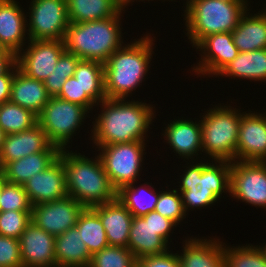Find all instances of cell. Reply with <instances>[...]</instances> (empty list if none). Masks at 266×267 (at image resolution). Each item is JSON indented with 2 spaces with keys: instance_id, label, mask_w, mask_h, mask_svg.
<instances>
[{
  "instance_id": "6da1fadb",
  "label": "cell",
  "mask_w": 266,
  "mask_h": 267,
  "mask_svg": "<svg viewBox=\"0 0 266 267\" xmlns=\"http://www.w3.org/2000/svg\"><path fill=\"white\" fill-rule=\"evenodd\" d=\"M98 117H94L90 139L96 146H106L133 141H148L147 132L156 118L152 104L133 99H104ZM92 137V138H91Z\"/></svg>"
},
{
  "instance_id": "7a4b0ae2",
  "label": "cell",
  "mask_w": 266,
  "mask_h": 267,
  "mask_svg": "<svg viewBox=\"0 0 266 267\" xmlns=\"http://www.w3.org/2000/svg\"><path fill=\"white\" fill-rule=\"evenodd\" d=\"M153 34L126 43L113 52L104 63V90L108 99H127L142 86L150 65L155 39ZM151 63V64H150Z\"/></svg>"
},
{
  "instance_id": "3957f363",
  "label": "cell",
  "mask_w": 266,
  "mask_h": 267,
  "mask_svg": "<svg viewBox=\"0 0 266 267\" xmlns=\"http://www.w3.org/2000/svg\"><path fill=\"white\" fill-rule=\"evenodd\" d=\"M59 157L65 169L68 196L84 208H92L117 199V190L107 176L98 155L88 158L75 150L62 149Z\"/></svg>"
},
{
  "instance_id": "277c9868",
  "label": "cell",
  "mask_w": 266,
  "mask_h": 267,
  "mask_svg": "<svg viewBox=\"0 0 266 267\" xmlns=\"http://www.w3.org/2000/svg\"><path fill=\"white\" fill-rule=\"evenodd\" d=\"M209 161V162H208ZM187 162V166L179 175V186L185 212L195 208H209L219 201L223 193L230 195L231 162L225 160H210ZM189 164V165H188ZM195 207V208H194Z\"/></svg>"
},
{
  "instance_id": "5b68a950",
  "label": "cell",
  "mask_w": 266,
  "mask_h": 267,
  "mask_svg": "<svg viewBox=\"0 0 266 267\" xmlns=\"http://www.w3.org/2000/svg\"><path fill=\"white\" fill-rule=\"evenodd\" d=\"M124 11L126 10L122 9L115 17L107 19L70 22L63 39L65 50L81 60L104 64L111 54L125 43L121 25V14Z\"/></svg>"
},
{
  "instance_id": "8992f818",
  "label": "cell",
  "mask_w": 266,
  "mask_h": 267,
  "mask_svg": "<svg viewBox=\"0 0 266 267\" xmlns=\"http://www.w3.org/2000/svg\"><path fill=\"white\" fill-rule=\"evenodd\" d=\"M248 0H185L186 36L194 48L204 37L232 32L249 7Z\"/></svg>"
},
{
  "instance_id": "52a82bcc",
  "label": "cell",
  "mask_w": 266,
  "mask_h": 267,
  "mask_svg": "<svg viewBox=\"0 0 266 267\" xmlns=\"http://www.w3.org/2000/svg\"><path fill=\"white\" fill-rule=\"evenodd\" d=\"M204 112L200 115L203 155L209 156L210 160L236 161L239 126L244 112L224 104H216Z\"/></svg>"
},
{
  "instance_id": "ba28073f",
  "label": "cell",
  "mask_w": 266,
  "mask_h": 267,
  "mask_svg": "<svg viewBox=\"0 0 266 267\" xmlns=\"http://www.w3.org/2000/svg\"><path fill=\"white\" fill-rule=\"evenodd\" d=\"M88 113L90 112L79 104L50 97L38 115V124L53 145L60 150L69 149V143L89 116Z\"/></svg>"
},
{
  "instance_id": "9c48e42d",
  "label": "cell",
  "mask_w": 266,
  "mask_h": 267,
  "mask_svg": "<svg viewBox=\"0 0 266 267\" xmlns=\"http://www.w3.org/2000/svg\"><path fill=\"white\" fill-rule=\"evenodd\" d=\"M146 144L145 141H133L95 147L100 151L98 156L116 190L138 181Z\"/></svg>"
},
{
  "instance_id": "30bf717a",
  "label": "cell",
  "mask_w": 266,
  "mask_h": 267,
  "mask_svg": "<svg viewBox=\"0 0 266 267\" xmlns=\"http://www.w3.org/2000/svg\"><path fill=\"white\" fill-rule=\"evenodd\" d=\"M178 225L169 218L152 211L142 217H133L128 248L137 259L166 253L171 231Z\"/></svg>"
},
{
  "instance_id": "8fae6325",
  "label": "cell",
  "mask_w": 266,
  "mask_h": 267,
  "mask_svg": "<svg viewBox=\"0 0 266 267\" xmlns=\"http://www.w3.org/2000/svg\"><path fill=\"white\" fill-rule=\"evenodd\" d=\"M28 11L29 40L64 39L70 23L66 0H31Z\"/></svg>"
},
{
  "instance_id": "7c38bea8",
  "label": "cell",
  "mask_w": 266,
  "mask_h": 267,
  "mask_svg": "<svg viewBox=\"0 0 266 267\" xmlns=\"http://www.w3.org/2000/svg\"><path fill=\"white\" fill-rule=\"evenodd\" d=\"M230 195L266 210V162H231Z\"/></svg>"
},
{
  "instance_id": "4fadbf2b",
  "label": "cell",
  "mask_w": 266,
  "mask_h": 267,
  "mask_svg": "<svg viewBox=\"0 0 266 267\" xmlns=\"http://www.w3.org/2000/svg\"><path fill=\"white\" fill-rule=\"evenodd\" d=\"M16 55L18 69L36 80L44 81L54 70L65 51L63 40H28Z\"/></svg>"
},
{
  "instance_id": "5bb4252c",
  "label": "cell",
  "mask_w": 266,
  "mask_h": 267,
  "mask_svg": "<svg viewBox=\"0 0 266 267\" xmlns=\"http://www.w3.org/2000/svg\"><path fill=\"white\" fill-rule=\"evenodd\" d=\"M195 48L200 52L198 65H194L192 72L200 75L215 77L239 54L233 42L232 32H222L204 37ZM211 75V76H210Z\"/></svg>"
},
{
  "instance_id": "9a60e30c",
  "label": "cell",
  "mask_w": 266,
  "mask_h": 267,
  "mask_svg": "<svg viewBox=\"0 0 266 267\" xmlns=\"http://www.w3.org/2000/svg\"><path fill=\"white\" fill-rule=\"evenodd\" d=\"M84 207L70 196L32 206L31 221L47 233L58 236L73 228Z\"/></svg>"
},
{
  "instance_id": "2e32d148",
  "label": "cell",
  "mask_w": 266,
  "mask_h": 267,
  "mask_svg": "<svg viewBox=\"0 0 266 267\" xmlns=\"http://www.w3.org/2000/svg\"><path fill=\"white\" fill-rule=\"evenodd\" d=\"M236 161L266 162V111L241 115Z\"/></svg>"
},
{
  "instance_id": "e0dca14e",
  "label": "cell",
  "mask_w": 266,
  "mask_h": 267,
  "mask_svg": "<svg viewBox=\"0 0 266 267\" xmlns=\"http://www.w3.org/2000/svg\"><path fill=\"white\" fill-rule=\"evenodd\" d=\"M37 152H60L38 123L28 130L7 134L0 152V170L9 162Z\"/></svg>"
},
{
  "instance_id": "ac0fdd59",
  "label": "cell",
  "mask_w": 266,
  "mask_h": 267,
  "mask_svg": "<svg viewBox=\"0 0 266 267\" xmlns=\"http://www.w3.org/2000/svg\"><path fill=\"white\" fill-rule=\"evenodd\" d=\"M23 186L32 206L68 196L62 159L58 157L44 171L34 174Z\"/></svg>"
},
{
  "instance_id": "d6986e66",
  "label": "cell",
  "mask_w": 266,
  "mask_h": 267,
  "mask_svg": "<svg viewBox=\"0 0 266 267\" xmlns=\"http://www.w3.org/2000/svg\"><path fill=\"white\" fill-rule=\"evenodd\" d=\"M19 243L23 267H56L55 236L32 221L21 233Z\"/></svg>"
},
{
  "instance_id": "ffe728a7",
  "label": "cell",
  "mask_w": 266,
  "mask_h": 267,
  "mask_svg": "<svg viewBox=\"0 0 266 267\" xmlns=\"http://www.w3.org/2000/svg\"><path fill=\"white\" fill-rule=\"evenodd\" d=\"M178 118L170 121L163 131V136L166 143L169 144L171 150L176 156H179L187 161H198L202 155V128L201 120L193 121L189 119ZM200 152V153H199ZM199 153V154H198ZM194 156V157H193ZM198 156V157H197ZM196 157V159H195ZM199 158V159H198Z\"/></svg>"
},
{
  "instance_id": "44dd1931",
  "label": "cell",
  "mask_w": 266,
  "mask_h": 267,
  "mask_svg": "<svg viewBox=\"0 0 266 267\" xmlns=\"http://www.w3.org/2000/svg\"><path fill=\"white\" fill-rule=\"evenodd\" d=\"M18 4L16 0L0 1V43L15 55L26 46L28 41H25L29 40L26 37L27 13Z\"/></svg>"
},
{
  "instance_id": "7402d4cb",
  "label": "cell",
  "mask_w": 266,
  "mask_h": 267,
  "mask_svg": "<svg viewBox=\"0 0 266 267\" xmlns=\"http://www.w3.org/2000/svg\"><path fill=\"white\" fill-rule=\"evenodd\" d=\"M219 237H189L178 254L181 267H225L224 242Z\"/></svg>"
},
{
  "instance_id": "603a6c76",
  "label": "cell",
  "mask_w": 266,
  "mask_h": 267,
  "mask_svg": "<svg viewBox=\"0 0 266 267\" xmlns=\"http://www.w3.org/2000/svg\"><path fill=\"white\" fill-rule=\"evenodd\" d=\"M92 209L99 215L110 246L128 248V239L133 215L118 200L104 203Z\"/></svg>"
},
{
  "instance_id": "cb8c5ba5",
  "label": "cell",
  "mask_w": 266,
  "mask_h": 267,
  "mask_svg": "<svg viewBox=\"0 0 266 267\" xmlns=\"http://www.w3.org/2000/svg\"><path fill=\"white\" fill-rule=\"evenodd\" d=\"M50 97L43 81L28 77L19 69L16 70L11 85L12 103L31 110L38 116Z\"/></svg>"
},
{
  "instance_id": "d4e9b609",
  "label": "cell",
  "mask_w": 266,
  "mask_h": 267,
  "mask_svg": "<svg viewBox=\"0 0 266 267\" xmlns=\"http://www.w3.org/2000/svg\"><path fill=\"white\" fill-rule=\"evenodd\" d=\"M243 14L238 26L232 31L233 42L239 52L266 49V16L262 11Z\"/></svg>"
},
{
  "instance_id": "484cf974",
  "label": "cell",
  "mask_w": 266,
  "mask_h": 267,
  "mask_svg": "<svg viewBox=\"0 0 266 267\" xmlns=\"http://www.w3.org/2000/svg\"><path fill=\"white\" fill-rule=\"evenodd\" d=\"M56 267H89L91 255L74 226L55 237Z\"/></svg>"
},
{
  "instance_id": "4316f807",
  "label": "cell",
  "mask_w": 266,
  "mask_h": 267,
  "mask_svg": "<svg viewBox=\"0 0 266 267\" xmlns=\"http://www.w3.org/2000/svg\"><path fill=\"white\" fill-rule=\"evenodd\" d=\"M60 152H37L19 160L7 163L0 174L8 183L24 185L34 174L44 171L58 157Z\"/></svg>"
},
{
  "instance_id": "83f0119b",
  "label": "cell",
  "mask_w": 266,
  "mask_h": 267,
  "mask_svg": "<svg viewBox=\"0 0 266 267\" xmlns=\"http://www.w3.org/2000/svg\"><path fill=\"white\" fill-rule=\"evenodd\" d=\"M217 76L266 83V49L239 52Z\"/></svg>"
},
{
  "instance_id": "f1b7e54d",
  "label": "cell",
  "mask_w": 266,
  "mask_h": 267,
  "mask_svg": "<svg viewBox=\"0 0 266 267\" xmlns=\"http://www.w3.org/2000/svg\"><path fill=\"white\" fill-rule=\"evenodd\" d=\"M137 182L121 187L117 190V199L127 208L133 217H142L155 211L159 199V192L152 187V183L145 182L135 185ZM149 187V188H147ZM158 192V193H157Z\"/></svg>"
},
{
  "instance_id": "f546056e",
  "label": "cell",
  "mask_w": 266,
  "mask_h": 267,
  "mask_svg": "<svg viewBox=\"0 0 266 267\" xmlns=\"http://www.w3.org/2000/svg\"><path fill=\"white\" fill-rule=\"evenodd\" d=\"M69 22L82 23L115 17L123 8L115 0H66Z\"/></svg>"
},
{
  "instance_id": "4dcf8cb0",
  "label": "cell",
  "mask_w": 266,
  "mask_h": 267,
  "mask_svg": "<svg viewBox=\"0 0 266 267\" xmlns=\"http://www.w3.org/2000/svg\"><path fill=\"white\" fill-rule=\"evenodd\" d=\"M87 95L96 103L106 99L104 90V64L80 60L73 75Z\"/></svg>"
},
{
  "instance_id": "1f68e13d",
  "label": "cell",
  "mask_w": 266,
  "mask_h": 267,
  "mask_svg": "<svg viewBox=\"0 0 266 267\" xmlns=\"http://www.w3.org/2000/svg\"><path fill=\"white\" fill-rule=\"evenodd\" d=\"M75 227L79 230L91 256L109 246L102 221L92 208H84Z\"/></svg>"
},
{
  "instance_id": "d6a6232c",
  "label": "cell",
  "mask_w": 266,
  "mask_h": 267,
  "mask_svg": "<svg viewBox=\"0 0 266 267\" xmlns=\"http://www.w3.org/2000/svg\"><path fill=\"white\" fill-rule=\"evenodd\" d=\"M263 244L230 247L224 243L225 267H266V243Z\"/></svg>"
},
{
  "instance_id": "836d02e7",
  "label": "cell",
  "mask_w": 266,
  "mask_h": 267,
  "mask_svg": "<svg viewBox=\"0 0 266 267\" xmlns=\"http://www.w3.org/2000/svg\"><path fill=\"white\" fill-rule=\"evenodd\" d=\"M38 123V116L31 110L11 101L0 105V128L5 134L19 133Z\"/></svg>"
},
{
  "instance_id": "e575fe53",
  "label": "cell",
  "mask_w": 266,
  "mask_h": 267,
  "mask_svg": "<svg viewBox=\"0 0 266 267\" xmlns=\"http://www.w3.org/2000/svg\"><path fill=\"white\" fill-rule=\"evenodd\" d=\"M80 60L78 56L66 50L60 55L53 69L54 71L43 81L51 97H56L60 93L66 79L74 75L76 66Z\"/></svg>"
},
{
  "instance_id": "d590c367",
  "label": "cell",
  "mask_w": 266,
  "mask_h": 267,
  "mask_svg": "<svg viewBox=\"0 0 266 267\" xmlns=\"http://www.w3.org/2000/svg\"><path fill=\"white\" fill-rule=\"evenodd\" d=\"M89 267H137V258L129 248L109 245L91 256Z\"/></svg>"
},
{
  "instance_id": "8d00e7d4",
  "label": "cell",
  "mask_w": 266,
  "mask_h": 267,
  "mask_svg": "<svg viewBox=\"0 0 266 267\" xmlns=\"http://www.w3.org/2000/svg\"><path fill=\"white\" fill-rule=\"evenodd\" d=\"M32 211L23 185L6 182L1 175L0 211Z\"/></svg>"
},
{
  "instance_id": "74e56055",
  "label": "cell",
  "mask_w": 266,
  "mask_h": 267,
  "mask_svg": "<svg viewBox=\"0 0 266 267\" xmlns=\"http://www.w3.org/2000/svg\"><path fill=\"white\" fill-rule=\"evenodd\" d=\"M155 211L163 217L169 218L177 225L186 219V212L184 210L181 194L175 188L166 191H159V199L156 203Z\"/></svg>"
},
{
  "instance_id": "f35d334b",
  "label": "cell",
  "mask_w": 266,
  "mask_h": 267,
  "mask_svg": "<svg viewBox=\"0 0 266 267\" xmlns=\"http://www.w3.org/2000/svg\"><path fill=\"white\" fill-rule=\"evenodd\" d=\"M31 222V211H0V235L19 239Z\"/></svg>"
},
{
  "instance_id": "ab89813d",
  "label": "cell",
  "mask_w": 266,
  "mask_h": 267,
  "mask_svg": "<svg viewBox=\"0 0 266 267\" xmlns=\"http://www.w3.org/2000/svg\"><path fill=\"white\" fill-rule=\"evenodd\" d=\"M62 100L79 104L85 107L89 112L93 111V107H97V104L82 90L81 85L74 76L66 79L63 84L60 93L56 96Z\"/></svg>"
},
{
  "instance_id": "60d3db41",
  "label": "cell",
  "mask_w": 266,
  "mask_h": 267,
  "mask_svg": "<svg viewBox=\"0 0 266 267\" xmlns=\"http://www.w3.org/2000/svg\"><path fill=\"white\" fill-rule=\"evenodd\" d=\"M0 267H23L19 239L0 235Z\"/></svg>"
},
{
  "instance_id": "b9f144b4",
  "label": "cell",
  "mask_w": 266,
  "mask_h": 267,
  "mask_svg": "<svg viewBox=\"0 0 266 267\" xmlns=\"http://www.w3.org/2000/svg\"><path fill=\"white\" fill-rule=\"evenodd\" d=\"M137 267H181L177 253L167 251L164 254L137 259Z\"/></svg>"
},
{
  "instance_id": "7bdbcfd3",
  "label": "cell",
  "mask_w": 266,
  "mask_h": 267,
  "mask_svg": "<svg viewBox=\"0 0 266 267\" xmlns=\"http://www.w3.org/2000/svg\"><path fill=\"white\" fill-rule=\"evenodd\" d=\"M17 69L18 66L15 63L5 74L0 75V105L10 101L11 85Z\"/></svg>"
},
{
  "instance_id": "ee69618b",
  "label": "cell",
  "mask_w": 266,
  "mask_h": 267,
  "mask_svg": "<svg viewBox=\"0 0 266 267\" xmlns=\"http://www.w3.org/2000/svg\"><path fill=\"white\" fill-rule=\"evenodd\" d=\"M16 63V55L6 50L0 55V75L5 74Z\"/></svg>"
},
{
  "instance_id": "f6af8a7d",
  "label": "cell",
  "mask_w": 266,
  "mask_h": 267,
  "mask_svg": "<svg viewBox=\"0 0 266 267\" xmlns=\"http://www.w3.org/2000/svg\"><path fill=\"white\" fill-rule=\"evenodd\" d=\"M123 9H125L128 5H132V3H134V1H138V0H115Z\"/></svg>"
},
{
  "instance_id": "bcb514c9",
  "label": "cell",
  "mask_w": 266,
  "mask_h": 267,
  "mask_svg": "<svg viewBox=\"0 0 266 267\" xmlns=\"http://www.w3.org/2000/svg\"><path fill=\"white\" fill-rule=\"evenodd\" d=\"M5 132L0 128V152L2 150V146H3V142H4V139H5Z\"/></svg>"
},
{
  "instance_id": "7dc6e473",
  "label": "cell",
  "mask_w": 266,
  "mask_h": 267,
  "mask_svg": "<svg viewBox=\"0 0 266 267\" xmlns=\"http://www.w3.org/2000/svg\"><path fill=\"white\" fill-rule=\"evenodd\" d=\"M6 51V48L0 43V55Z\"/></svg>"
},
{
  "instance_id": "c3c4849f",
  "label": "cell",
  "mask_w": 266,
  "mask_h": 267,
  "mask_svg": "<svg viewBox=\"0 0 266 267\" xmlns=\"http://www.w3.org/2000/svg\"><path fill=\"white\" fill-rule=\"evenodd\" d=\"M0 198H1V174H0Z\"/></svg>"
},
{
  "instance_id": "681fc988",
  "label": "cell",
  "mask_w": 266,
  "mask_h": 267,
  "mask_svg": "<svg viewBox=\"0 0 266 267\" xmlns=\"http://www.w3.org/2000/svg\"><path fill=\"white\" fill-rule=\"evenodd\" d=\"M141 0H139V2H140ZM142 1H144V3H145V0H142ZM147 1V0H146ZM148 1H150V0H148ZM152 1V0H151ZM161 1V0H160ZM165 1H168V0H164V2ZM170 1V0H169ZM171 1H175V0H171Z\"/></svg>"
},
{
  "instance_id": "f907efd6",
  "label": "cell",
  "mask_w": 266,
  "mask_h": 267,
  "mask_svg": "<svg viewBox=\"0 0 266 267\" xmlns=\"http://www.w3.org/2000/svg\"><path fill=\"white\" fill-rule=\"evenodd\" d=\"M264 14H265V16H266V8L264 7V9H262L261 10Z\"/></svg>"
}]
</instances>
